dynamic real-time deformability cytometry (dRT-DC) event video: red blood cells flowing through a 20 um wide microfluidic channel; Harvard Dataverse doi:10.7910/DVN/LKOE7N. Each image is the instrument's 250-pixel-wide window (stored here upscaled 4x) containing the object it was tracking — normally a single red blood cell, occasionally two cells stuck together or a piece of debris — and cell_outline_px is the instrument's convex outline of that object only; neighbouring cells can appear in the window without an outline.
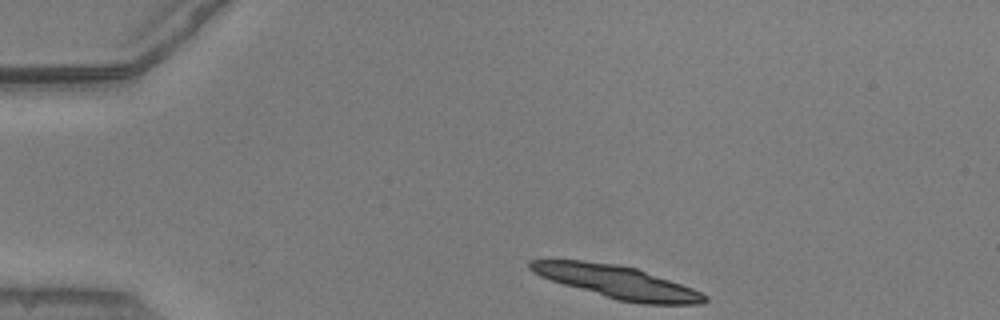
{"species": "common noctule bat (a hibernating species)", "species_latin": "Nyctalus noctula", "temperature_condition": "warm", "stored_images_in_passage": 20, "camera_frame_rate_fps": 3000, "um_per_image_px": 0.085, "animal": {"sex": "male", "body_mass_g": 20.5, "forearm_length_mm": 52.5}, "frame": {"image": 1, "passage_image": 1, "time_ms": 0.0, "image_size_px": [1000, 320], "cell_outline_px": [[708, 300], [704, 304], [640, 304], [616, 300], [564, 284], [540, 276], [532, 272], [528, 268], [528, 260], [580, 260], [616, 264], [636, 268], [692, 288], [708, 296]], "centroid_in_image_um": [52.46, 23.98], "position_along_channel_um": 32.5, "area_um2": 33.06}}